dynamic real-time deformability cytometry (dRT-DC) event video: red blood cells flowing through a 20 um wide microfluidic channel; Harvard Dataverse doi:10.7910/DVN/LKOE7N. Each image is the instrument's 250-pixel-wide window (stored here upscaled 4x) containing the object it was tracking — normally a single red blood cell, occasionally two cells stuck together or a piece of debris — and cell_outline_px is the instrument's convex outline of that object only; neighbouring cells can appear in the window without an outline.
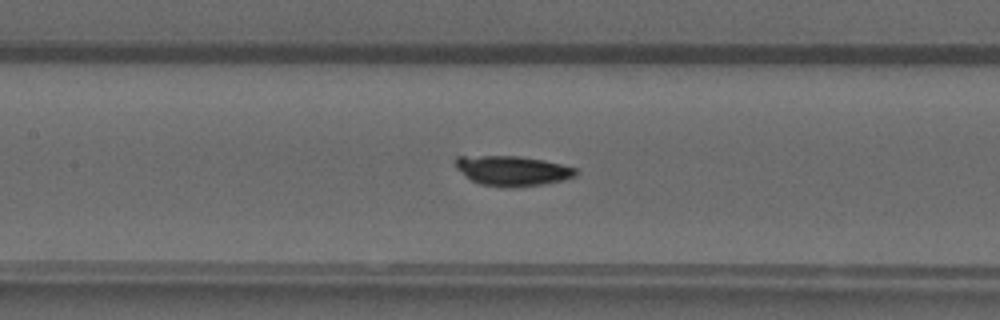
{"species": "common noctule bat (a hibernating species)", "species_latin": "Nyctalus noctula", "temperature_condition": "warm", "stored_images_in_passage": 36, "camera_frame_rate_fps": 3000, "um_per_image_px": 0.085, "animal": {"sex": "male", "forearm_length_mm": 52.5}, "frame": {"image": 1, "passage_image": 9, "time_ms": 2.667, "image_size_px": [1000, 320], "cell_outline_px": [[580, 172], [576, 176], [564, 180], [544, 184], [512, 188], [504, 188], [480, 184], [472, 180], [456, 168], [456, 156], [520, 156], [544, 160], [576, 168]], "centroid_in_image_um": [43.6, 14.52], "position_along_channel_um": 163.8, "area_um2": 21.15}}
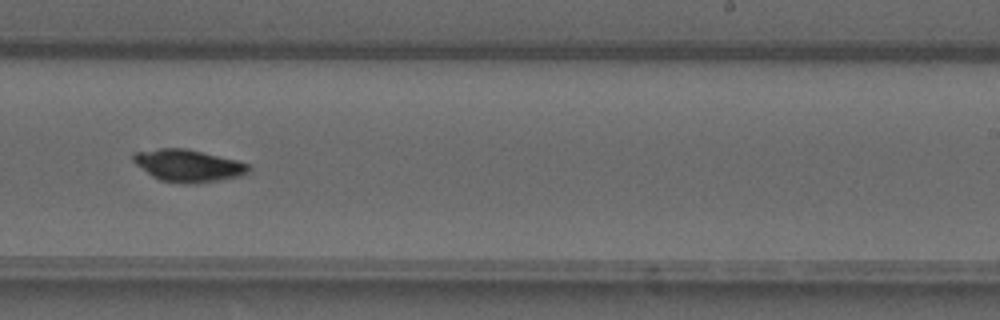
{"frame": {"image": 2, "passage_image": 17, "time_ms": 5.333, "image_size_px": [1000, 320], "cell_outline_px": [[252, 168], [248, 172], [240, 176], [196, 184], [184, 184], [160, 180], [152, 176], [136, 164], [132, 160], [132, 152], [160, 148], [184, 148], [236, 160], [248, 164]], "centroid_in_image_um": [15.97, 14.08], "position_along_channel_um": 273.0, "area_um2": 21.62}}
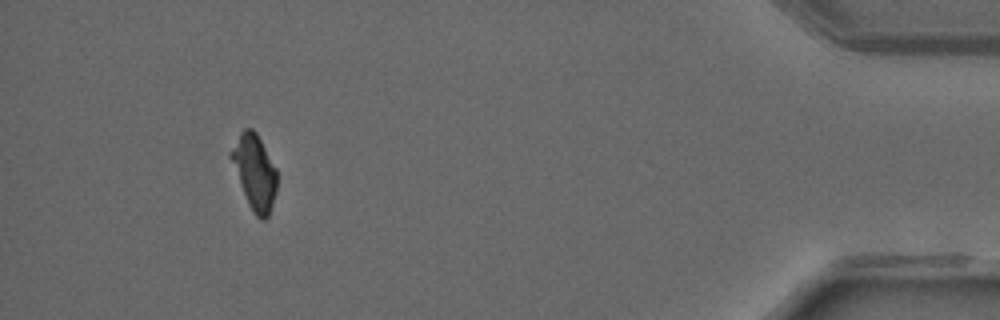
{"frame": {"image": 3, "passage_image": 32, "time_ms": 10.333, "image_size_px": [1000, 320], "cell_outline_px": [[276, 192], [268, 216], [264, 220], [260, 220], [256, 216], [248, 204], [228, 156], [228, 152], [240, 132], [244, 128], [252, 128], [256, 132], [276, 168]], "centroid_in_image_um": [21.6, 14.6], "position_along_channel_um": 413.6, "area_um2": 20.0}}